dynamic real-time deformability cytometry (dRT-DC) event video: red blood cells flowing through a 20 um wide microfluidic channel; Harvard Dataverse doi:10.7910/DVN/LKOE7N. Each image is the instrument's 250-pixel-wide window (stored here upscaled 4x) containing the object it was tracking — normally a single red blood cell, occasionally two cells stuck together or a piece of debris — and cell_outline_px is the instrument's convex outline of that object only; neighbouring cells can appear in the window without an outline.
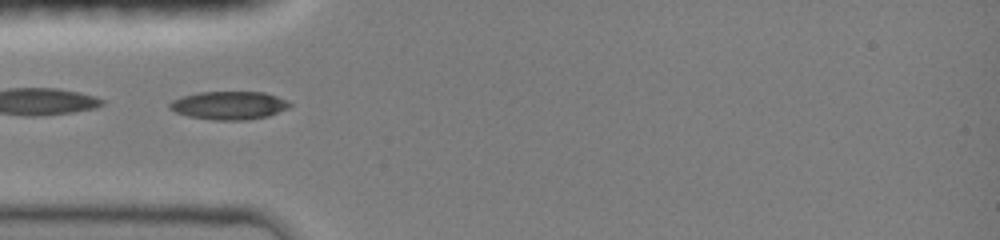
{"species": "common noctule bat (a hibernating species)", "species_latin": "Nyctalus noctula", "temperature_condition": "room temperature", "stored_images_in_passage": 17, "camera_frame_rate_fps": 3000, "um_per_image_px": 0.085, "animal": {"sex": "female", "body_mass_g": 19.0, "forearm_length_mm": 51.5}, "frame": {"image": 1, "passage_image": 1, "time_ms": 0.0, "image_size_px": [1000, 240], "cell_outline_px": [[292, 104], [288, 108], [268, 116], [244, 120], [212, 120], [188, 116], [176, 112], [168, 108], [168, 104], [172, 100], [184, 96], [200, 92], [264, 92], [288, 100]], "centroid_in_image_um": [19.47, 8.96], "position_along_channel_um": 65.5, "area_um2": 19.71}}
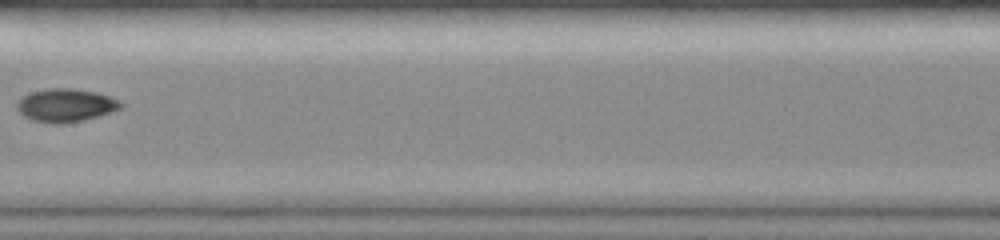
{"frame": {"image": 2, "passage_image": 6, "time_ms": 3.333, "image_size_px": [1000, 240], "cell_outline_px": [[124, 104], [120, 108], [112, 112], [100, 116], [84, 120], [64, 124], [52, 124], [32, 120], [24, 116], [16, 108], [16, 100], [32, 92], [48, 88], [72, 88], [96, 92], [120, 100]], "centroid_in_image_um": [5.59, 8.96], "position_along_channel_um": 201.8, "area_um2": 20.29}}
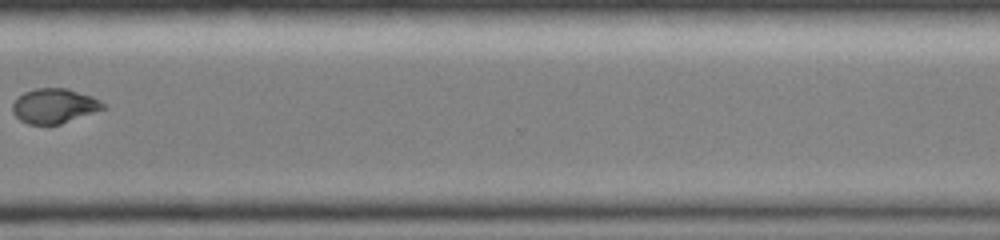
{"frame": {"image": 3, "passage_image": 12, "time_ms": 7.333, "image_size_px": [1000, 240], "cell_outline_px": [[104, 108], [60, 124], [28, 124], [20, 120], [12, 112], [12, 104], [24, 92], [36, 88], [68, 88], [92, 96], [100, 100], [104, 104]], "centroid_in_image_um": [4.59, 8.99], "position_along_channel_um": 366.0, "area_um2": 18.09}}